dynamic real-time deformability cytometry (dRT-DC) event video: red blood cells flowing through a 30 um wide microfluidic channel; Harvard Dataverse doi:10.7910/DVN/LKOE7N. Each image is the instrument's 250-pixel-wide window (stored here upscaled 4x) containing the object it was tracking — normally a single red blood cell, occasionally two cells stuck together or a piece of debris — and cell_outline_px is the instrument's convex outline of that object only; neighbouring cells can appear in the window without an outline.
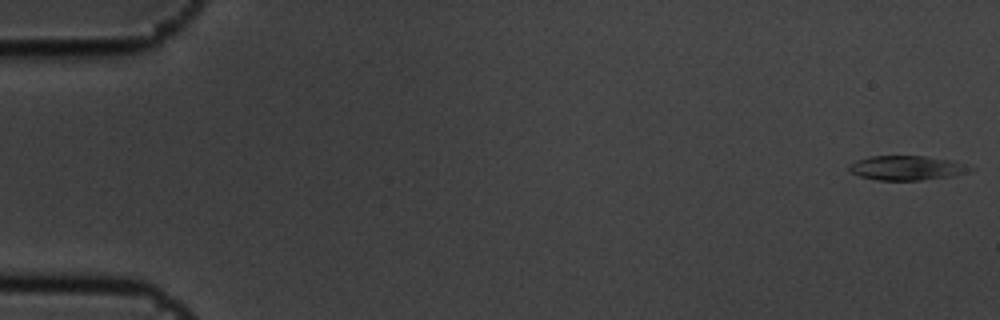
{"species": "common noctule bat (a hibernating species)", "species_latin": "Nyctalus noctula", "temperature_condition": "cold", "stored_images_in_passage": 8, "camera_frame_rate_fps": 3000, "um_per_image_px": 0.085, "animal": {"sex": "male", "body_mass_g": 19.5, "forearm_length_mm": 54.6}, "frame": {"image": 1, "passage_image": 1, "time_ms": 0.0, "image_size_px": [1000, 320], "cell_outline_px": [[976, 168], [956, 176], [920, 180], [876, 180], [860, 176], [852, 172], [848, 168], [848, 164], [856, 160], [868, 156], [924, 156], [948, 160]], "centroid_in_image_um": [77.04, 14.28], "position_along_channel_um": 8.0, "area_um2": 17.17}}
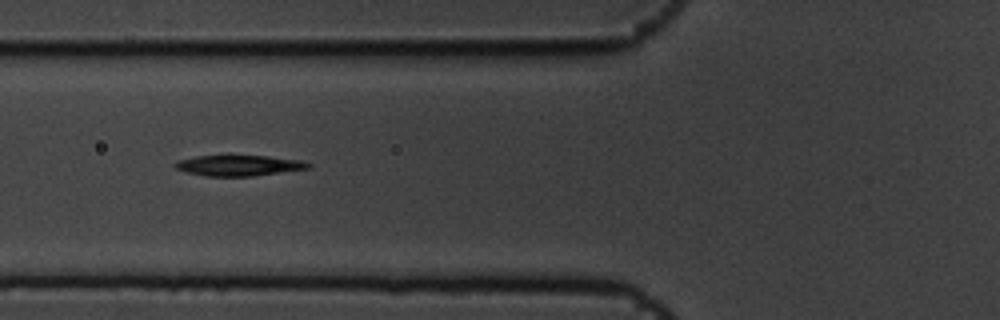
{"frame": {"image": 2, "passage_image": 6, "time_ms": 1.667, "image_size_px": [1000, 320], "cell_outline_px": [[312, 164], [308, 168], [252, 176], [204, 176], [184, 172], [176, 168], [172, 164], [176, 160], [196, 156], [268, 156], [304, 160]], "centroid_in_image_um": [20.25, 14.06], "position_along_channel_um": 105.5, "area_um2": 16.07}}
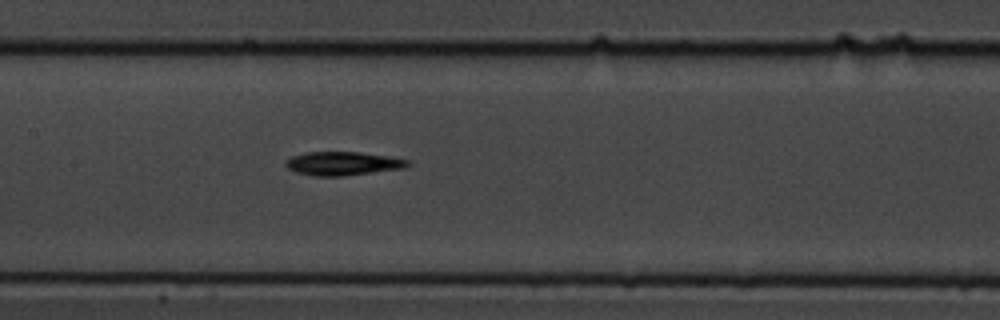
{"frame": {"image": 3, "passage_image": 8, "time_ms": 2.333, "image_size_px": [1000, 320], "cell_outline_px": [[412, 164], [404, 168], [344, 176], [312, 176], [296, 172], [288, 168], [284, 164], [284, 160], [292, 156], [304, 152], [360, 152], [388, 156], [408, 160]], "centroid_in_image_um": [29.11, 13.9], "position_along_channel_um": 178.3, "area_um2": 16.94}}